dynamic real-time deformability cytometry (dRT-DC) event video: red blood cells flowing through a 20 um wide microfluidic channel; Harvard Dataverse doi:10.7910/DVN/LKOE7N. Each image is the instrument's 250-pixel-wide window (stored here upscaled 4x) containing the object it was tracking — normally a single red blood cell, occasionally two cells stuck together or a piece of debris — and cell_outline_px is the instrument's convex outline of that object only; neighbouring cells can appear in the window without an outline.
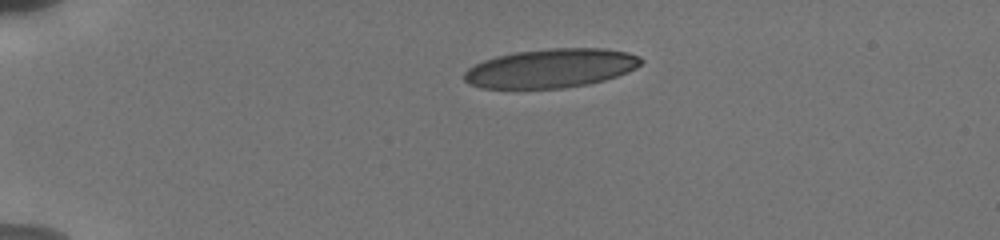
{"species": "human", "species_latin": "Homo sapiens", "temperature_condition": "cold", "stored_images_in_passage": 32, "camera_frame_rate_fps": 3000, "um_per_image_px": 0.085, "donor": {"sex": "male"}, "frame": {"image": 1, "passage_image": 1, "time_ms": 0.0, "image_size_px": [1000, 240], "cell_outline_px": [[644, 60], [636, 68], [628, 72], [604, 80], [588, 84], [564, 88], [480, 88], [468, 84], [464, 80], [464, 72], [468, 68], [484, 60], [496, 56], [516, 52], [548, 48], [604, 48], [628, 52], [640, 56]], "centroid_in_image_um": [46.84, 5.8], "position_along_channel_um": 38.2, "area_um2": 40.29}}
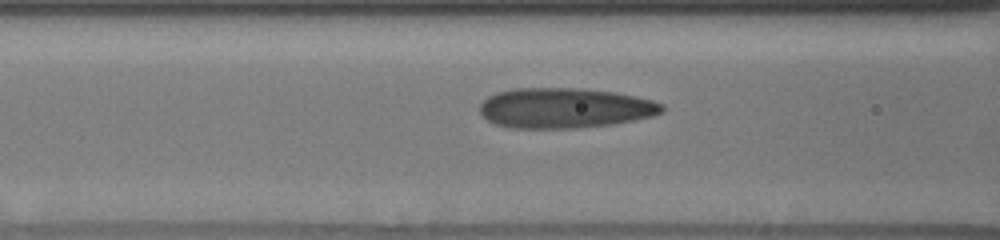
{"frame": {"image": 2, "passage_image": 22, "time_ms": 3.667, "image_size_px": [1000, 240], "cell_outline_px": [[664, 112], [652, 116], [612, 124], [576, 128], [512, 128], [496, 124], [488, 120], [480, 112], [480, 104], [488, 96], [496, 92], [512, 88], [580, 88], [616, 92], [652, 100], [664, 104]], "centroid_in_image_um": [48.0, 9.17], "position_along_channel_um": 118.6, "area_um2": 42.77}}
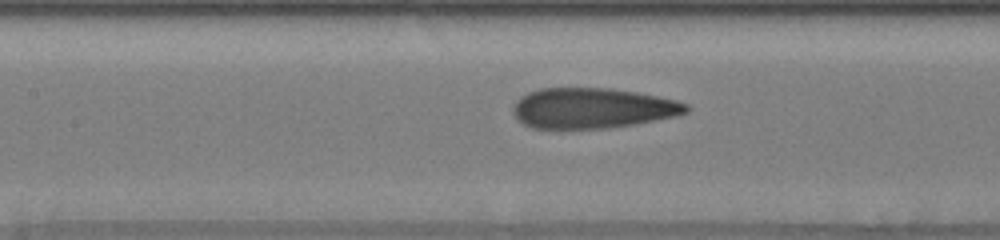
{"frame": {"image": 3, "passage_image": 27, "time_ms": 4.667, "image_size_px": [1000, 240], "cell_outline_px": [[692, 108], [688, 112], [680, 116], [608, 128], [532, 128], [524, 124], [512, 112], [512, 108], [516, 100], [520, 96], [528, 92], [540, 88], [612, 88], [636, 92], [676, 100], [688, 104]], "centroid_in_image_um": [50.38, 9.18], "position_along_channel_um": 157.0, "area_um2": 40.92}}